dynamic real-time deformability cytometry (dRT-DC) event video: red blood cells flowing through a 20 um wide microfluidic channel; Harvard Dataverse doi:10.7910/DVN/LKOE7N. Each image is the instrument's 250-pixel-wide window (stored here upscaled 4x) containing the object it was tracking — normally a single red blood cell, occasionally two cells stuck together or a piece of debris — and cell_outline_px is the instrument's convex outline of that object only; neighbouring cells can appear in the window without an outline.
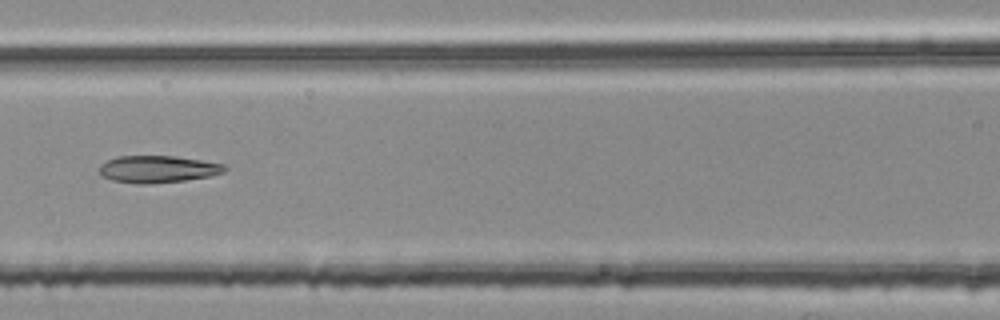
{"species": "common noctule bat (a hibernating species)", "species_latin": "Nyctalus noctula", "temperature_condition": "room temperature", "stored_images_in_passage": 41, "camera_frame_rate_fps": 3000, "um_per_image_px": 0.085, "animal": {"sex": "female", "body_mass_g": 25.1}, "frame": {"image": 1, "passage_image": 16, "time_ms": 5.0, "image_size_px": [1000, 320], "cell_outline_px": [[228, 168], [224, 172], [208, 176], [184, 180], [148, 184], [136, 184], [112, 180], [100, 176], [100, 164], [116, 156], [176, 156], [224, 164]], "centroid_in_image_um": [13.38, 14.37], "position_along_channel_um": 153.2, "area_um2": 19.77}}
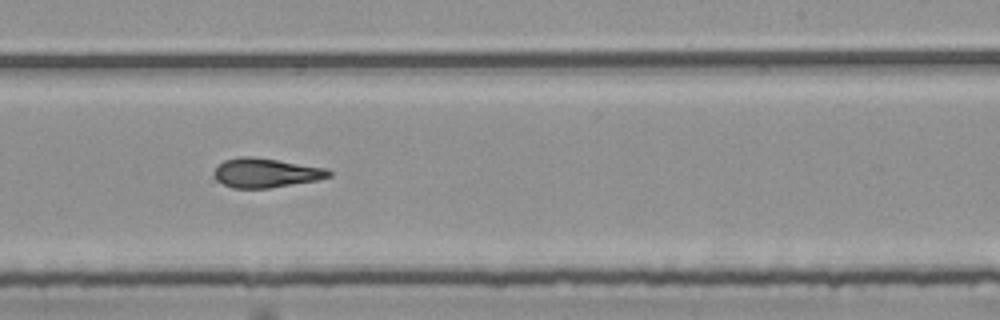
{"frame": {"image": 2, "passage_image": 25, "time_ms": 8.0, "image_size_px": [1000, 320], "cell_outline_px": [[332, 176], [320, 180], [268, 188], [232, 188], [216, 180], [216, 168], [224, 160], [240, 156], [248, 156], [276, 160], [328, 168], [332, 172]], "centroid_in_image_um": [22.66, 14.7], "position_along_channel_um": 266.3, "area_um2": 19.48}}
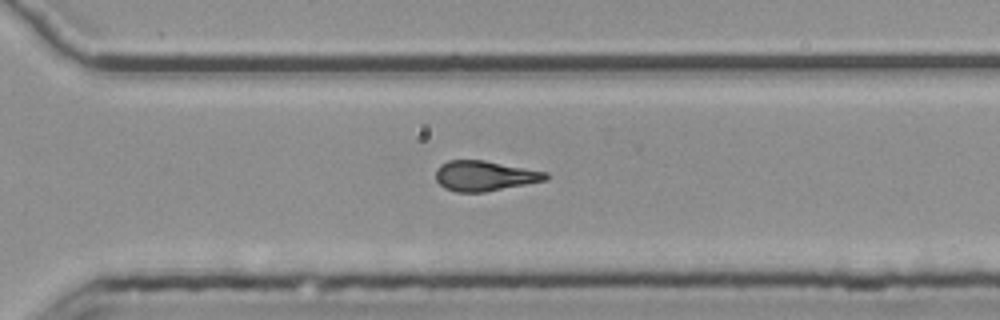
{"frame": {"image": 3, "passage_image": 30, "time_ms": 9.667, "image_size_px": [1000, 320], "cell_outline_px": [[548, 180], [484, 192], [456, 192], [444, 188], [436, 180], [436, 168], [440, 164], [448, 160], [484, 160], [548, 172]], "centroid_in_image_um": [41.18, 14.94], "position_along_channel_um": 329.4, "area_um2": 19.42}, "authors_computed_cell_mechanics": {"area_um2": 19.7098, "velocity_mm_per_s": 3.7811, "shape_relaxation_time_tau1_ms": null, "shape_relaxation_time_tau2_ms": 3.3289, "deformation_change_tau1": null, "deformation_change_tau2": 0.134}}